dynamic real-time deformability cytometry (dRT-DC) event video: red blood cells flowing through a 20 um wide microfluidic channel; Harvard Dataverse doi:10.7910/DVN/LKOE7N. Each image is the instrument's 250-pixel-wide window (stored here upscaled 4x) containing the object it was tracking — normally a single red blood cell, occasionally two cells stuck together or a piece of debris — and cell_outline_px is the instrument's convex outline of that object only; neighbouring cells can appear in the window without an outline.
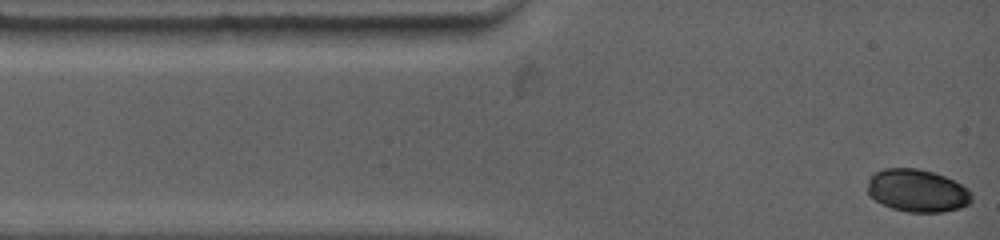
{"species": "common noctule bat (a hibernating species)", "species_latin": "Nyctalus noctula", "temperature_condition": "warm", "stored_images_in_passage": 14, "camera_frame_rate_fps": 4500, "um_per_image_px": 0.085, "animal": {"sex": "female", "body_mass_g": 19.0, "forearm_length_mm": 53.3}, "frame": {"image": 1, "passage_image": 1, "time_ms": 0.0, "image_size_px": [1000, 240], "cell_outline_px": [[972, 200], [968, 204], [960, 208], [944, 212], [908, 212], [892, 208], [876, 200], [868, 192], [868, 180], [876, 172], [884, 168], [916, 168], [932, 172], [944, 176], [960, 184], [972, 196]], "centroid_in_image_um": [77.96, 16.21], "position_along_channel_um": 7.0, "area_um2": 25.49}}
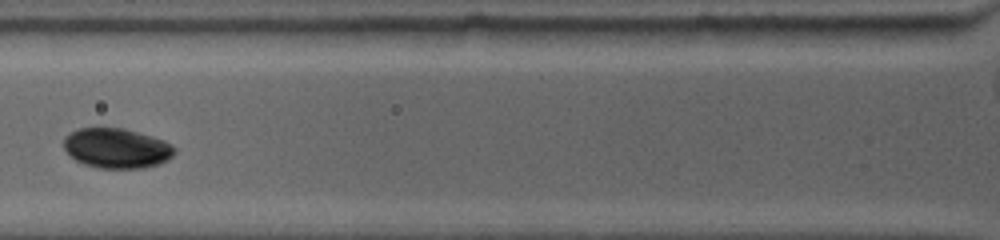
{"frame": {"image": 2, "passage_image": 7, "time_ms": 4.0, "image_size_px": [1000, 240], "cell_outline_px": [[176, 152], [168, 160], [144, 168], [96, 168], [84, 164], [76, 160], [64, 148], [64, 136], [80, 128], [124, 128], [152, 136], [164, 140], [172, 144]], "centroid_in_image_um": [9.93, 12.6], "position_along_channel_um": 115.9, "area_um2": 25.72}}
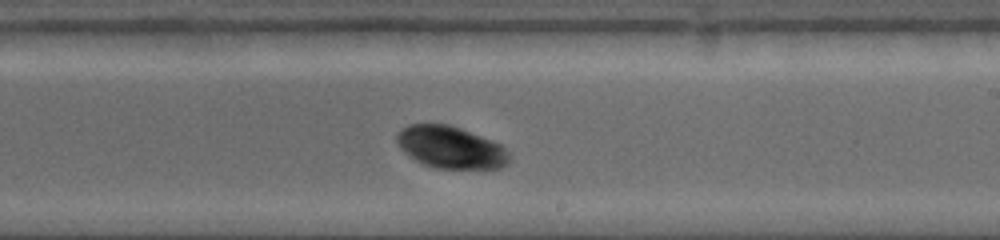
{"frame": {"image": 3, "passage_image": 14, "time_ms": 7.556, "image_size_px": [1000, 240], "cell_outline_px": [[512, 156], [508, 164], [500, 168], [436, 168], [424, 164], [416, 160], [404, 152], [396, 144], [396, 132], [400, 128], [408, 124], [448, 124], [460, 128], [492, 140], [500, 144]], "centroid_in_image_um": [38.29, 12.51], "position_along_channel_um": 250.7, "area_um2": 27.74}}